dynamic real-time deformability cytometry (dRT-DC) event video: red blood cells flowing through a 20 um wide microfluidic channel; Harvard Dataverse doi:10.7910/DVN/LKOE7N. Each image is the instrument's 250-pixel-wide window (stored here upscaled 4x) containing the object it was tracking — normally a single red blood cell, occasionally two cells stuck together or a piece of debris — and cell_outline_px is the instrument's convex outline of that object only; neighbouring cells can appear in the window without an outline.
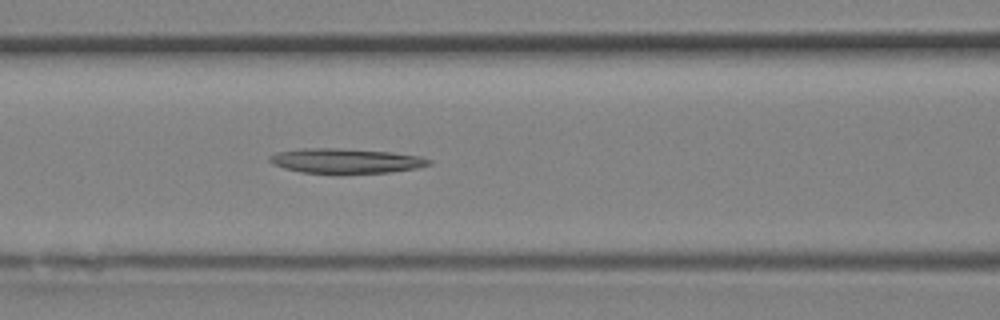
{"species": "Egyptian fruit bat (a non-hibernating species)", "species_latin": "Rousettus aegyptiacus", "temperature_condition": "room temperature", "stored_images_in_passage": 11, "camera_frame_rate_fps": 3000, "um_per_image_px": 0.085, "animal": {"sex": "female"}, "frame": {"image": 1, "passage_image": 11, "time_ms": 3.333, "image_size_px": [1000, 320], "cell_outline_px": [[432, 164], [416, 168], [388, 172], [340, 176], [300, 172], [284, 168], [272, 164], [268, 160], [268, 156], [276, 152], [300, 148], [336, 148], [392, 152], [420, 156], [432, 160]], "centroid_in_image_um": [29.35, 13.7], "position_along_channel_um": 137.3, "area_um2": 23.99}}